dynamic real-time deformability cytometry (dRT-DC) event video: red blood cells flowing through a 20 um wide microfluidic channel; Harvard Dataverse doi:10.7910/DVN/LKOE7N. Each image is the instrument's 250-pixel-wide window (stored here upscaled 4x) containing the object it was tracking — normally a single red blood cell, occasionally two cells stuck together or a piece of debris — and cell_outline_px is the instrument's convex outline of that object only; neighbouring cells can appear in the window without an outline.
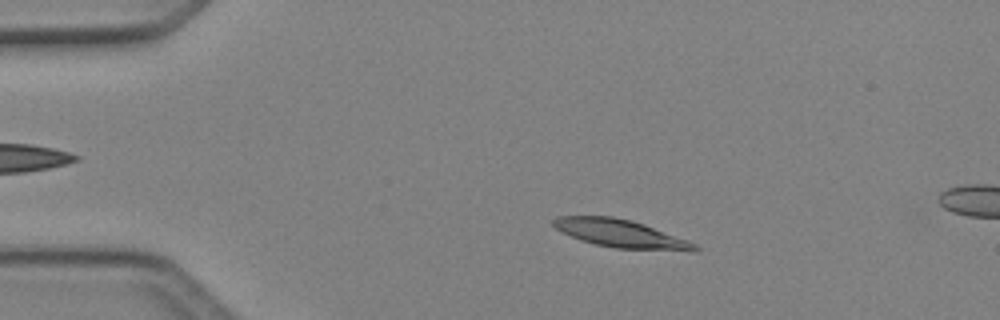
{"species": "Egyptian fruit bat (a non-hibernating species)", "species_latin": "Rousettus aegyptiacus", "temperature_condition": "cold", "stored_images_in_passage": 49, "segment_of_instrument_passage": [1, 2], "camera_frame_rate_fps": 3000, "um_per_image_px": 0.085, "animal": {"sex": "female"}, "frame": {"image": 1, "passage_image": 9, "time_ms": 2.667, "image_size_px": [1000, 320], "cell_outline_px": [[700, 248], [696, 252], [692, 252], [616, 248], [596, 244], [580, 240], [556, 228], [552, 224], [552, 220], [556, 216], [612, 216], [632, 220], [644, 224], [688, 240], [696, 244]], "centroid_in_image_um": [52.82, 19.86], "position_along_channel_um": 32.2, "area_um2": 23.12}}
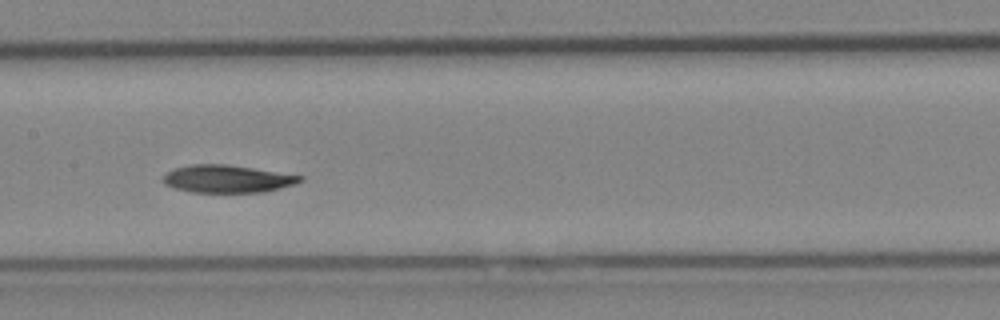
{"frame": {"image": 2, "passage_image": 24, "time_ms": 7.667, "image_size_px": [1000, 320], "cell_outline_px": [[304, 180], [296, 184], [264, 192], [192, 192], [172, 188], [164, 184], [160, 180], [168, 172], [176, 168], [192, 164], [224, 164], [252, 168], [304, 176]], "centroid_in_image_um": [19.31, 15.21], "position_along_channel_um": 188.1, "area_um2": 22.02}}
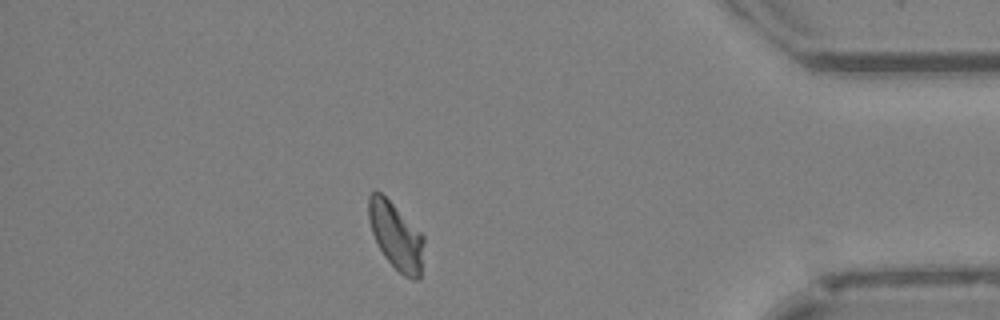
{"frame": {"image": 3, "passage_image": 42, "time_ms": 13.667, "image_size_px": [1000, 320], "cell_outline_px": [[424, 244], [420, 280], [412, 280], [404, 276], [384, 256], [372, 232], [368, 216], [368, 196], [372, 192], [380, 192], [424, 236]], "centroid_in_image_um": [33.67, 20.1], "position_along_channel_um": 401.5, "area_um2": 21.15}}